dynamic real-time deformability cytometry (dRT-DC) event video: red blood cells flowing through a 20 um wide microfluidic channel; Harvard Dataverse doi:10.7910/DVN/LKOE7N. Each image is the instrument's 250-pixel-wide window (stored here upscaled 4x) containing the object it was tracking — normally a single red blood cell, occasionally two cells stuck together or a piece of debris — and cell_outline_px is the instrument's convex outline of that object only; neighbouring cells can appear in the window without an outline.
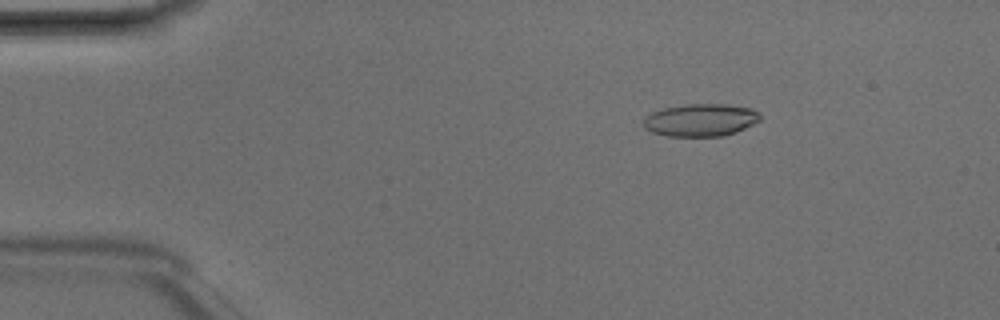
{"species": "Egyptian fruit bat (a non-hibernating species)", "species_latin": "Rousettus aegyptiacus", "temperature_condition": "room temperature", "stored_images_in_passage": 5, "camera_frame_rate_fps": 3000, "um_per_image_px": 0.085, "animal": {"sex": "male"}, "frame": {"image": 1, "passage_image": 3, "time_ms": 0.667, "image_size_px": [1000, 320], "cell_outline_px": [[760, 120], [736, 132], [724, 136], [668, 136], [652, 132], [644, 128], [644, 116], [652, 112], [664, 108], [684, 104], [728, 104], [752, 108], [760, 116]], "centroid_in_image_um": [59.53, 10.2], "position_along_channel_um": 25.5, "area_um2": 22.14}}
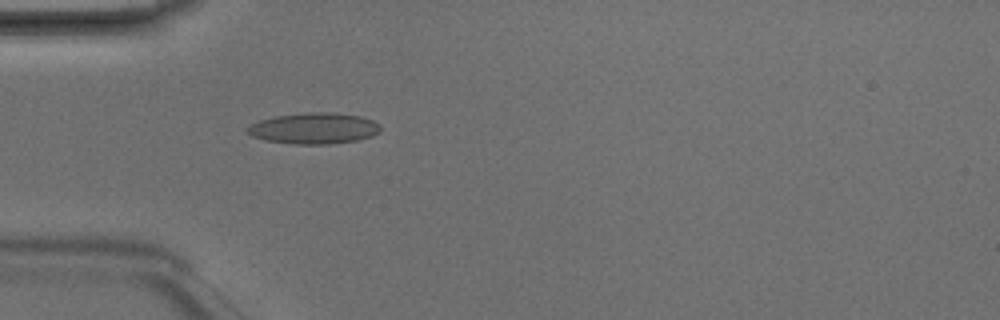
{"frame": {"image": 2, "passage_image": 5, "time_ms": 1.333, "image_size_px": [1000, 320], "cell_outline_px": [[380, 132], [372, 136], [356, 140], [332, 144], [296, 144], [264, 140], [252, 136], [244, 132], [244, 128], [260, 120], [276, 116], [308, 112], [332, 112], [360, 116], [372, 120], [380, 124]], "centroid_in_image_um": [26.67, 10.91], "position_along_channel_um": 58.3, "area_um2": 24.22}}